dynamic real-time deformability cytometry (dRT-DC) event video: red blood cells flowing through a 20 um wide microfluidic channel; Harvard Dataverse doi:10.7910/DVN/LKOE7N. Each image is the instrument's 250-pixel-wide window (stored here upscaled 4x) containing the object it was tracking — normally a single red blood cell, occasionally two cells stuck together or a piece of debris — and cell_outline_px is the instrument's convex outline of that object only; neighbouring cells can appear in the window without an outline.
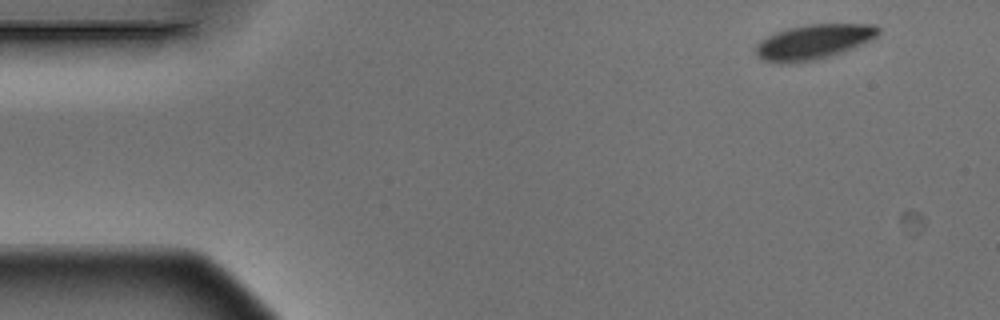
{"species": "Egyptian fruit bat (a non-hibernating species)", "species_latin": "Rousettus aegyptiacus", "temperature_condition": "warm", "stored_images_in_passage": 3, "camera_frame_rate_fps": 3000, "um_per_image_px": 0.085, "animal": {"sex": "male"}, "frame": {"image": 1, "passage_image": 1, "time_ms": 0.0, "image_size_px": [1000, 320], "cell_outline_px": [[880, 32], [876, 36], [868, 40], [840, 52], [812, 60], [792, 64], [776, 64], [764, 60], [756, 56], [752, 48], [760, 40], [776, 32], [788, 28], [808, 24], [876, 24], [880, 28]], "centroid_in_image_um": [69.05, 3.56], "position_along_channel_um": 16.0, "area_um2": 24.8}}
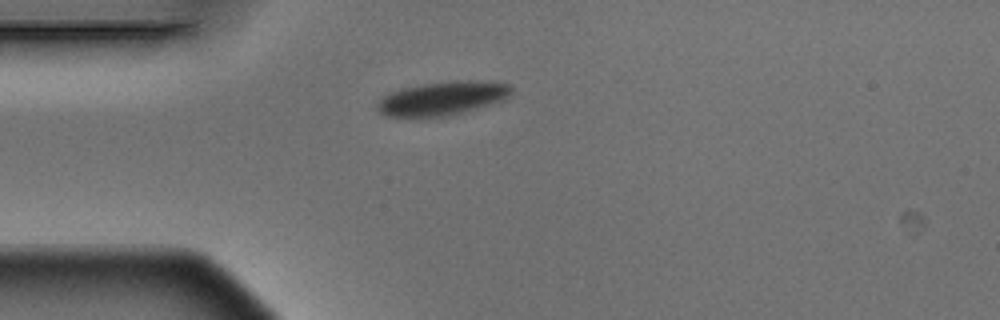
{"frame": {"image": 2, "passage_image": 3, "time_ms": 0.667, "image_size_px": [1000, 320], "cell_outline_px": [[512, 92], [504, 100], [476, 108], [444, 116], [420, 120], [384, 116], [376, 108], [376, 104], [384, 96], [392, 92], [404, 88], [424, 84], [456, 80], [476, 80], [512, 84]], "centroid_in_image_um": [37.56, 8.39], "position_along_channel_um": 47.4, "area_um2": 26.82}}